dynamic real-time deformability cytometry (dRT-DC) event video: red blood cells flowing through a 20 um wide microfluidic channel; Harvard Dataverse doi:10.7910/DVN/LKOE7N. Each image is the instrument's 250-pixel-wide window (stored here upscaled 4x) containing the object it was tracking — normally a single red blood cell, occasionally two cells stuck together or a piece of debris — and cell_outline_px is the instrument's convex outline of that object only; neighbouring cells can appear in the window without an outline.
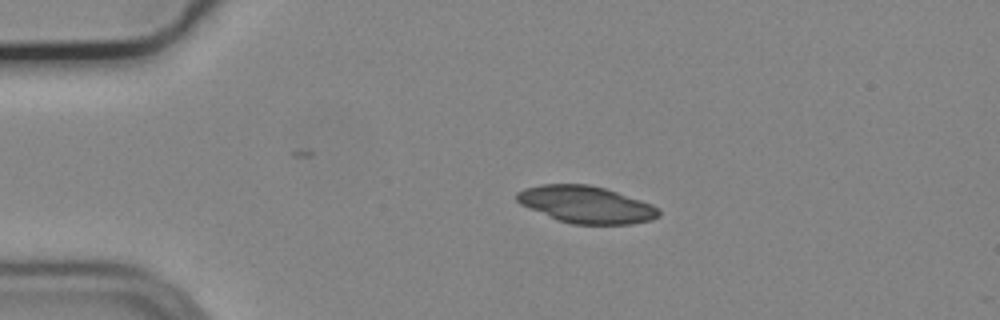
{"species": "common noctule bat (a hibernating species)", "species_latin": "Nyctalus noctula", "temperature_condition": "cold", "stored_images_in_passage": 44, "camera_frame_rate_fps": 3000, "um_per_image_px": 0.085, "animal": {"sex": "male", "body_mass_g": 19.2, "forearm_length_mm": 51.8}, "frame": {"image": 1, "passage_image": 1, "time_ms": 0.0, "image_size_px": [1000, 320], "cell_outline_px": [[660, 216], [652, 220], [632, 224], [572, 224], [556, 220], [520, 204], [516, 200], [516, 192], [524, 188], [540, 184], [588, 184], [604, 188], [652, 204], [660, 208]], "centroid_in_image_um": [49.81, 17.39], "position_along_channel_um": 35.2, "area_um2": 30.75}}